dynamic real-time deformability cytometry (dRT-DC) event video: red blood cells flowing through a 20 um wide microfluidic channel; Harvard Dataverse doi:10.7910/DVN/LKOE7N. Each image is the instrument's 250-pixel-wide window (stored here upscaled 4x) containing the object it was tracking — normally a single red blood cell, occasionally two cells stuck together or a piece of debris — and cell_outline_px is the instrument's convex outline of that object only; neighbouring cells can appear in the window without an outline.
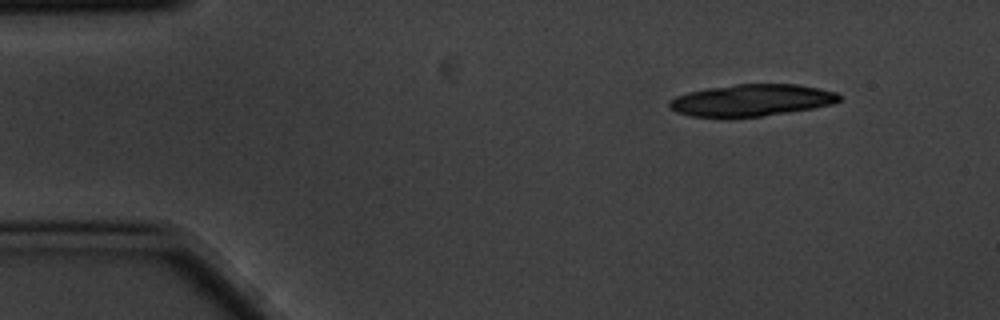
{"species": "common noctule bat (a hibernating species)", "species_latin": "Nyctalus noctula", "temperature_condition": "cold", "stored_images_in_passage": 5, "camera_frame_rate_fps": 3000, "um_per_image_px": 0.085, "animal": {"sex": "male", "body_mass_g": 20.1, "forearm_length_mm": 53.5}, "frame": {"image": 1, "passage_image": 1, "time_ms": 0.0, "image_size_px": [1000, 320], "cell_outline_px": [[840, 100], [832, 104], [812, 108], [788, 112], [760, 116], [692, 116], [676, 112], [668, 104], [668, 100], [676, 96], [688, 92], [708, 88], [736, 84], [796, 84], [820, 88], [836, 92], [840, 96]], "centroid_in_image_um": [63.89, 8.5], "position_along_channel_um": 21.1, "area_um2": 31.1}}
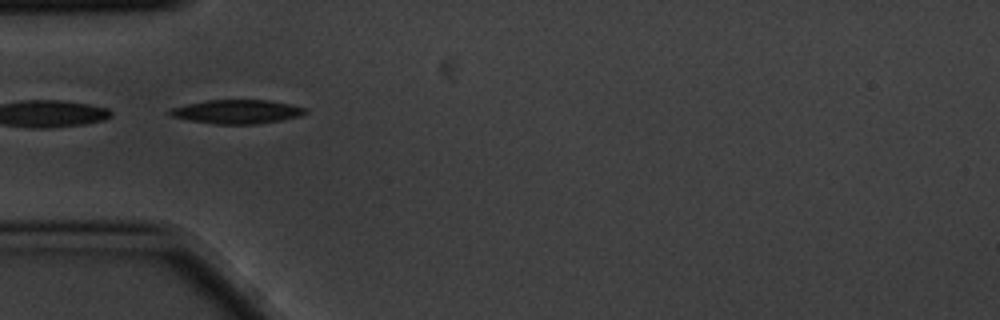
{"frame": {"image": 2, "passage_image": 4, "time_ms": 1.0, "image_size_px": [1000, 320], "cell_outline_px": [[308, 112], [300, 116], [280, 120], [256, 124], [216, 124], [192, 120], [172, 116], [168, 112], [172, 108], [188, 104], [208, 100], [268, 100], [308, 108]], "centroid_in_image_um": [20.2, 9.49], "position_along_channel_um": 64.8, "area_um2": 18.55}}